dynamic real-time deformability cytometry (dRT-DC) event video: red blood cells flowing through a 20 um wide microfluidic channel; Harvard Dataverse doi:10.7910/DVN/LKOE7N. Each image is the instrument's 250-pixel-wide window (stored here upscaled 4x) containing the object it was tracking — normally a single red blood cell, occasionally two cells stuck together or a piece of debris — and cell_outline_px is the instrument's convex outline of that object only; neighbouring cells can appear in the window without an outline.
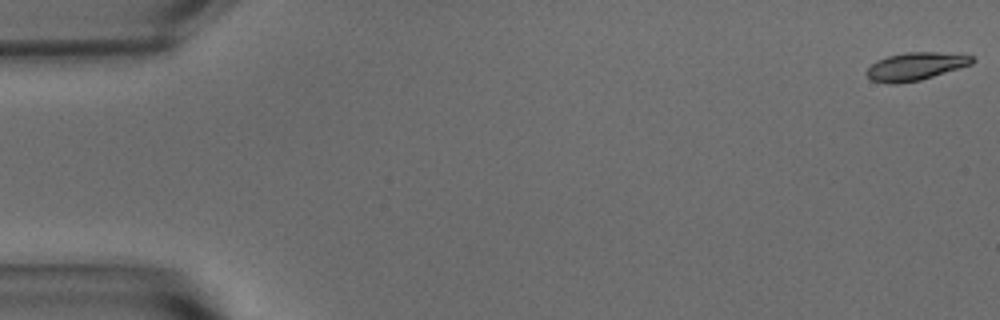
{"species": "common noctule bat (a hibernating species)", "species_latin": "Nyctalus noctula", "temperature_condition": "warm", "stored_images_in_passage": 11, "camera_frame_rate_fps": 3000, "um_per_image_px": 0.085, "animal": {"sex": "male", "body_mass_g": 15.6}, "frame": {"image": 1, "passage_image": 1, "time_ms": 0.0, "image_size_px": [1000, 320], "cell_outline_px": [[976, 60], [972, 64], [920, 80], [896, 84], [892, 84], [872, 80], [864, 72], [876, 60], [888, 56], [904, 52], [936, 52], [972, 56]], "centroid_in_image_um": [77.8, 5.64], "position_along_channel_um": 7.2, "area_um2": 16.99}}